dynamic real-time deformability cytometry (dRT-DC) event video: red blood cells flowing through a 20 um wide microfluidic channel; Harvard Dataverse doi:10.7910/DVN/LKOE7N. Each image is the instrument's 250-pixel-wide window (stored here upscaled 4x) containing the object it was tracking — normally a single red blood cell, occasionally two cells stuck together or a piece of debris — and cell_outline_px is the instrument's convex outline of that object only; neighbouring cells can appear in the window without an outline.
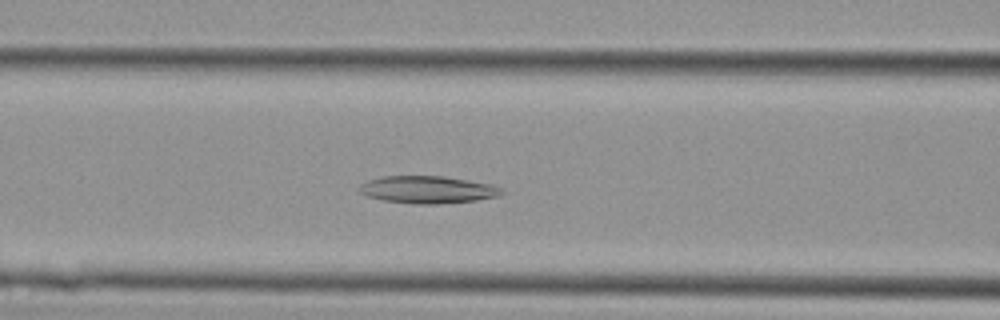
{"species": "Egyptian fruit bat (a non-hibernating species)", "species_latin": "Rousettus aegyptiacus", "temperature_condition": "cold", "stored_images_in_passage": 37, "camera_frame_rate_fps": 3000, "um_per_image_px": 0.085, "animal": {"sex": "female"}, "frame": {"image": 1, "passage_image": 12, "time_ms": 3.667, "image_size_px": [1000, 320], "cell_outline_px": [[504, 192], [496, 196], [476, 200], [440, 204], [416, 204], [384, 200], [368, 196], [360, 192], [360, 184], [368, 180], [380, 176], [444, 176], [492, 184], [504, 188]], "centroid_in_image_um": [36.37, 16.11], "position_along_channel_um": 130.2, "area_um2": 22.66}}
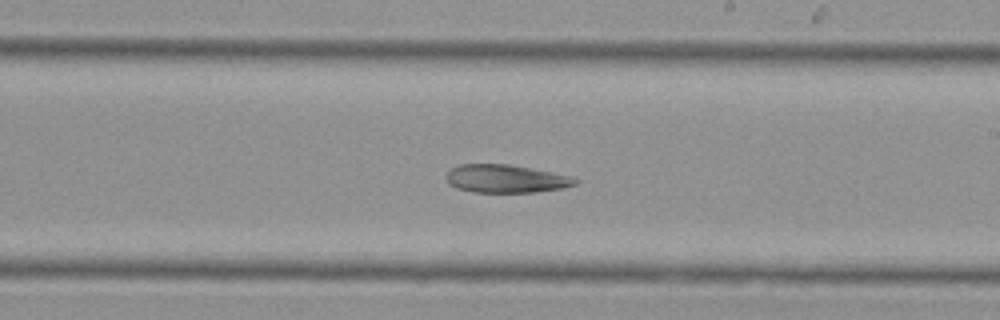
{"frame": {"image": 2, "passage_image": 19, "time_ms": 6.0, "image_size_px": [1000, 320], "cell_outline_px": [[580, 180], [576, 184], [564, 188], [532, 192], [472, 192], [456, 188], [448, 184], [444, 176], [452, 168], [460, 164], [508, 164], [532, 168], [572, 176]], "centroid_in_image_um": [42.99, 15.19], "position_along_channel_um": 246.0, "area_um2": 21.27}}
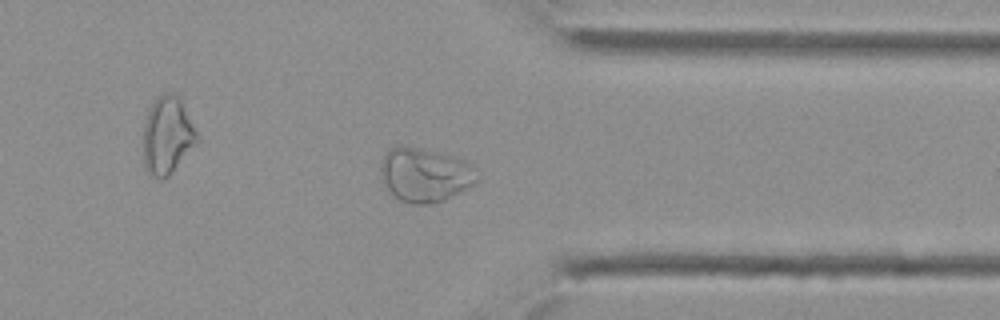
{"frame": {"image": 3, "passage_image": 27, "time_ms": 8.667, "image_size_px": [1000, 320], "cell_outline_px": [[480, 180], [468, 188], [444, 200], [432, 204], [412, 204], [400, 200], [388, 192], [384, 184], [380, 172], [380, 164], [388, 148], [400, 144], [452, 156], [464, 160], [476, 168]], "centroid_in_image_um": [36.11, 14.87], "position_along_channel_um": 375.3, "area_um2": 30.69}}